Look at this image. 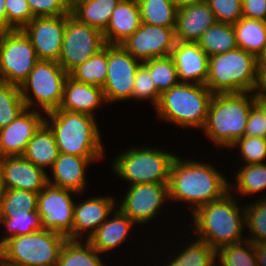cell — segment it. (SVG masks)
Here are the masks:
<instances>
[{
    "label": "cell",
    "instance_id": "4dcf8cb0",
    "mask_svg": "<svg viewBox=\"0 0 266 266\" xmlns=\"http://www.w3.org/2000/svg\"><path fill=\"white\" fill-rule=\"evenodd\" d=\"M97 253L87 240L83 247L78 240L67 239L56 266H104Z\"/></svg>",
    "mask_w": 266,
    "mask_h": 266
},
{
    "label": "cell",
    "instance_id": "277c9868",
    "mask_svg": "<svg viewBox=\"0 0 266 266\" xmlns=\"http://www.w3.org/2000/svg\"><path fill=\"white\" fill-rule=\"evenodd\" d=\"M231 195L229 191L220 199L207 203L192 213L195 233L215 251L222 246L242 241L245 210L242 209L244 212L241 213Z\"/></svg>",
    "mask_w": 266,
    "mask_h": 266
},
{
    "label": "cell",
    "instance_id": "8d00e7d4",
    "mask_svg": "<svg viewBox=\"0 0 266 266\" xmlns=\"http://www.w3.org/2000/svg\"><path fill=\"white\" fill-rule=\"evenodd\" d=\"M38 193L20 189H6L0 206V218H9L17 211L37 212Z\"/></svg>",
    "mask_w": 266,
    "mask_h": 266
},
{
    "label": "cell",
    "instance_id": "7c38bea8",
    "mask_svg": "<svg viewBox=\"0 0 266 266\" xmlns=\"http://www.w3.org/2000/svg\"><path fill=\"white\" fill-rule=\"evenodd\" d=\"M141 64L120 45H107V76L102 88L106 102L132 97L136 71Z\"/></svg>",
    "mask_w": 266,
    "mask_h": 266
},
{
    "label": "cell",
    "instance_id": "f546056e",
    "mask_svg": "<svg viewBox=\"0 0 266 266\" xmlns=\"http://www.w3.org/2000/svg\"><path fill=\"white\" fill-rule=\"evenodd\" d=\"M141 22L175 28L178 8L172 0H137Z\"/></svg>",
    "mask_w": 266,
    "mask_h": 266
},
{
    "label": "cell",
    "instance_id": "7402d4cb",
    "mask_svg": "<svg viewBox=\"0 0 266 266\" xmlns=\"http://www.w3.org/2000/svg\"><path fill=\"white\" fill-rule=\"evenodd\" d=\"M137 0H120L103 32L107 45H119L141 25Z\"/></svg>",
    "mask_w": 266,
    "mask_h": 266
},
{
    "label": "cell",
    "instance_id": "7a4b0ae2",
    "mask_svg": "<svg viewBox=\"0 0 266 266\" xmlns=\"http://www.w3.org/2000/svg\"><path fill=\"white\" fill-rule=\"evenodd\" d=\"M248 93L212 95L203 130L215 145L233 147L238 139L244 137L250 110L255 105V96H247Z\"/></svg>",
    "mask_w": 266,
    "mask_h": 266
},
{
    "label": "cell",
    "instance_id": "f35d334b",
    "mask_svg": "<svg viewBox=\"0 0 266 266\" xmlns=\"http://www.w3.org/2000/svg\"><path fill=\"white\" fill-rule=\"evenodd\" d=\"M237 173L239 194L248 195L266 188V163L244 164Z\"/></svg>",
    "mask_w": 266,
    "mask_h": 266
},
{
    "label": "cell",
    "instance_id": "3957f363",
    "mask_svg": "<svg viewBox=\"0 0 266 266\" xmlns=\"http://www.w3.org/2000/svg\"><path fill=\"white\" fill-rule=\"evenodd\" d=\"M59 153L78 157H102L104 153L94 116L55 109L48 113Z\"/></svg>",
    "mask_w": 266,
    "mask_h": 266
},
{
    "label": "cell",
    "instance_id": "e575fe53",
    "mask_svg": "<svg viewBox=\"0 0 266 266\" xmlns=\"http://www.w3.org/2000/svg\"><path fill=\"white\" fill-rule=\"evenodd\" d=\"M177 256L168 266H215L216 251L198 237Z\"/></svg>",
    "mask_w": 266,
    "mask_h": 266
},
{
    "label": "cell",
    "instance_id": "1f68e13d",
    "mask_svg": "<svg viewBox=\"0 0 266 266\" xmlns=\"http://www.w3.org/2000/svg\"><path fill=\"white\" fill-rule=\"evenodd\" d=\"M69 76L78 82L103 88L107 76V45L74 68Z\"/></svg>",
    "mask_w": 266,
    "mask_h": 266
},
{
    "label": "cell",
    "instance_id": "d590c367",
    "mask_svg": "<svg viewBox=\"0 0 266 266\" xmlns=\"http://www.w3.org/2000/svg\"><path fill=\"white\" fill-rule=\"evenodd\" d=\"M218 256L222 266H257L254 244L247 239L222 246L216 250V257Z\"/></svg>",
    "mask_w": 266,
    "mask_h": 266
},
{
    "label": "cell",
    "instance_id": "ffe728a7",
    "mask_svg": "<svg viewBox=\"0 0 266 266\" xmlns=\"http://www.w3.org/2000/svg\"><path fill=\"white\" fill-rule=\"evenodd\" d=\"M216 22L206 1L182 7L177 12L176 41L196 43Z\"/></svg>",
    "mask_w": 266,
    "mask_h": 266
},
{
    "label": "cell",
    "instance_id": "b9f144b4",
    "mask_svg": "<svg viewBox=\"0 0 266 266\" xmlns=\"http://www.w3.org/2000/svg\"><path fill=\"white\" fill-rule=\"evenodd\" d=\"M160 93L158 92L154 82L151 79L149 70L141 64L136 71L134 79V88L132 93V98L135 99H150L156 107L160 98Z\"/></svg>",
    "mask_w": 266,
    "mask_h": 266
},
{
    "label": "cell",
    "instance_id": "9f6ffc18",
    "mask_svg": "<svg viewBox=\"0 0 266 266\" xmlns=\"http://www.w3.org/2000/svg\"><path fill=\"white\" fill-rule=\"evenodd\" d=\"M70 4L73 3L75 0H67Z\"/></svg>",
    "mask_w": 266,
    "mask_h": 266
},
{
    "label": "cell",
    "instance_id": "4316f807",
    "mask_svg": "<svg viewBox=\"0 0 266 266\" xmlns=\"http://www.w3.org/2000/svg\"><path fill=\"white\" fill-rule=\"evenodd\" d=\"M120 0H75L70 14L78 21L104 32Z\"/></svg>",
    "mask_w": 266,
    "mask_h": 266
},
{
    "label": "cell",
    "instance_id": "4fadbf2b",
    "mask_svg": "<svg viewBox=\"0 0 266 266\" xmlns=\"http://www.w3.org/2000/svg\"><path fill=\"white\" fill-rule=\"evenodd\" d=\"M70 193L76 192L50 184L38 193L37 213L41 216L43 229L65 237L72 233L75 203Z\"/></svg>",
    "mask_w": 266,
    "mask_h": 266
},
{
    "label": "cell",
    "instance_id": "c3c4849f",
    "mask_svg": "<svg viewBox=\"0 0 266 266\" xmlns=\"http://www.w3.org/2000/svg\"><path fill=\"white\" fill-rule=\"evenodd\" d=\"M255 90L258 91L257 93L254 94L255 98L266 99V69L264 68H258L257 80H256L254 91Z\"/></svg>",
    "mask_w": 266,
    "mask_h": 266
},
{
    "label": "cell",
    "instance_id": "5bb4252c",
    "mask_svg": "<svg viewBox=\"0 0 266 266\" xmlns=\"http://www.w3.org/2000/svg\"><path fill=\"white\" fill-rule=\"evenodd\" d=\"M176 44L175 28L141 23L140 27L119 45L142 63L171 54Z\"/></svg>",
    "mask_w": 266,
    "mask_h": 266
},
{
    "label": "cell",
    "instance_id": "ac0fdd59",
    "mask_svg": "<svg viewBox=\"0 0 266 266\" xmlns=\"http://www.w3.org/2000/svg\"><path fill=\"white\" fill-rule=\"evenodd\" d=\"M0 168L6 189H20L39 193L47 184L45 170L23 156L0 158Z\"/></svg>",
    "mask_w": 266,
    "mask_h": 266
},
{
    "label": "cell",
    "instance_id": "e0dca14e",
    "mask_svg": "<svg viewBox=\"0 0 266 266\" xmlns=\"http://www.w3.org/2000/svg\"><path fill=\"white\" fill-rule=\"evenodd\" d=\"M26 108L9 125L0 129V158L22 156L28 142L45 122L39 112Z\"/></svg>",
    "mask_w": 266,
    "mask_h": 266
},
{
    "label": "cell",
    "instance_id": "484cf974",
    "mask_svg": "<svg viewBox=\"0 0 266 266\" xmlns=\"http://www.w3.org/2000/svg\"><path fill=\"white\" fill-rule=\"evenodd\" d=\"M22 156L41 169L51 167L59 156L54 134L44 122L28 142Z\"/></svg>",
    "mask_w": 266,
    "mask_h": 266
},
{
    "label": "cell",
    "instance_id": "ab89813d",
    "mask_svg": "<svg viewBox=\"0 0 266 266\" xmlns=\"http://www.w3.org/2000/svg\"><path fill=\"white\" fill-rule=\"evenodd\" d=\"M245 225L249 228L251 243H264L266 242V197L252 205L247 206L245 209Z\"/></svg>",
    "mask_w": 266,
    "mask_h": 266
},
{
    "label": "cell",
    "instance_id": "52a82bcc",
    "mask_svg": "<svg viewBox=\"0 0 266 266\" xmlns=\"http://www.w3.org/2000/svg\"><path fill=\"white\" fill-rule=\"evenodd\" d=\"M212 95L203 84L179 83L160 95L155 108L161 119L203 129Z\"/></svg>",
    "mask_w": 266,
    "mask_h": 266
},
{
    "label": "cell",
    "instance_id": "603a6c76",
    "mask_svg": "<svg viewBox=\"0 0 266 266\" xmlns=\"http://www.w3.org/2000/svg\"><path fill=\"white\" fill-rule=\"evenodd\" d=\"M100 157H78L59 153L51 167L55 182L47 177L48 184L71 190L76 193L83 191L86 184L85 169L91 161Z\"/></svg>",
    "mask_w": 266,
    "mask_h": 266
},
{
    "label": "cell",
    "instance_id": "8fae6325",
    "mask_svg": "<svg viewBox=\"0 0 266 266\" xmlns=\"http://www.w3.org/2000/svg\"><path fill=\"white\" fill-rule=\"evenodd\" d=\"M106 45L103 32L67 14L58 63L69 74Z\"/></svg>",
    "mask_w": 266,
    "mask_h": 266
},
{
    "label": "cell",
    "instance_id": "8992f818",
    "mask_svg": "<svg viewBox=\"0 0 266 266\" xmlns=\"http://www.w3.org/2000/svg\"><path fill=\"white\" fill-rule=\"evenodd\" d=\"M67 239L46 229L10 237L0 245V266H56Z\"/></svg>",
    "mask_w": 266,
    "mask_h": 266
},
{
    "label": "cell",
    "instance_id": "7bdbcfd3",
    "mask_svg": "<svg viewBox=\"0 0 266 266\" xmlns=\"http://www.w3.org/2000/svg\"><path fill=\"white\" fill-rule=\"evenodd\" d=\"M240 145L241 157L247 164L263 163L266 159V138L244 136L233 146Z\"/></svg>",
    "mask_w": 266,
    "mask_h": 266
},
{
    "label": "cell",
    "instance_id": "11a10c76",
    "mask_svg": "<svg viewBox=\"0 0 266 266\" xmlns=\"http://www.w3.org/2000/svg\"><path fill=\"white\" fill-rule=\"evenodd\" d=\"M5 190H6V188H5V185H4L2 171H1V168H0V206H1L4 194H5Z\"/></svg>",
    "mask_w": 266,
    "mask_h": 266
},
{
    "label": "cell",
    "instance_id": "f5cc1de1",
    "mask_svg": "<svg viewBox=\"0 0 266 266\" xmlns=\"http://www.w3.org/2000/svg\"><path fill=\"white\" fill-rule=\"evenodd\" d=\"M258 68L266 69V48L257 56Z\"/></svg>",
    "mask_w": 266,
    "mask_h": 266
},
{
    "label": "cell",
    "instance_id": "cb8c5ba5",
    "mask_svg": "<svg viewBox=\"0 0 266 266\" xmlns=\"http://www.w3.org/2000/svg\"><path fill=\"white\" fill-rule=\"evenodd\" d=\"M106 102L103 89L96 85L81 83L70 76L66 78L63 98L59 109L93 115V110Z\"/></svg>",
    "mask_w": 266,
    "mask_h": 266
},
{
    "label": "cell",
    "instance_id": "f907efd6",
    "mask_svg": "<svg viewBox=\"0 0 266 266\" xmlns=\"http://www.w3.org/2000/svg\"><path fill=\"white\" fill-rule=\"evenodd\" d=\"M8 31V19L5 0H0V33Z\"/></svg>",
    "mask_w": 266,
    "mask_h": 266
},
{
    "label": "cell",
    "instance_id": "6da1fadb",
    "mask_svg": "<svg viewBox=\"0 0 266 266\" xmlns=\"http://www.w3.org/2000/svg\"><path fill=\"white\" fill-rule=\"evenodd\" d=\"M231 186L212 166L175 157L170 169L168 198L190 202L191 211L195 212L199 207L223 197L233 188Z\"/></svg>",
    "mask_w": 266,
    "mask_h": 266
},
{
    "label": "cell",
    "instance_id": "f1b7e54d",
    "mask_svg": "<svg viewBox=\"0 0 266 266\" xmlns=\"http://www.w3.org/2000/svg\"><path fill=\"white\" fill-rule=\"evenodd\" d=\"M211 57L238 48L233 25L216 22L196 42Z\"/></svg>",
    "mask_w": 266,
    "mask_h": 266
},
{
    "label": "cell",
    "instance_id": "f6af8a7d",
    "mask_svg": "<svg viewBox=\"0 0 266 266\" xmlns=\"http://www.w3.org/2000/svg\"><path fill=\"white\" fill-rule=\"evenodd\" d=\"M34 17L61 16L70 14L67 0H27Z\"/></svg>",
    "mask_w": 266,
    "mask_h": 266
},
{
    "label": "cell",
    "instance_id": "60d3db41",
    "mask_svg": "<svg viewBox=\"0 0 266 266\" xmlns=\"http://www.w3.org/2000/svg\"><path fill=\"white\" fill-rule=\"evenodd\" d=\"M217 22L234 25L243 17L242 0H205Z\"/></svg>",
    "mask_w": 266,
    "mask_h": 266
},
{
    "label": "cell",
    "instance_id": "83f0119b",
    "mask_svg": "<svg viewBox=\"0 0 266 266\" xmlns=\"http://www.w3.org/2000/svg\"><path fill=\"white\" fill-rule=\"evenodd\" d=\"M238 48L258 56L266 48V22L242 17L233 25Z\"/></svg>",
    "mask_w": 266,
    "mask_h": 266
},
{
    "label": "cell",
    "instance_id": "681fc988",
    "mask_svg": "<svg viewBox=\"0 0 266 266\" xmlns=\"http://www.w3.org/2000/svg\"><path fill=\"white\" fill-rule=\"evenodd\" d=\"M257 266H266V242L254 244Z\"/></svg>",
    "mask_w": 266,
    "mask_h": 266
},
{
    "label": "cell",
    "instance_id": "ba28073f",
    "mask_svg": "<svg viewBox=\"0 0 266 266\" xmlns=\"http://www.w3.org/2000/svg\"><path fill=\"white\" fill-rule=\"evenodd\" d=\"M144 148H133L119 155L113 164L115 172L131 182V185L169 183L171 165L176 156L157 149Z\"/></svg>",
    "mask_w": 266,
    "mask_h": 266
},
{
    "label": "cell",
    "instance_id": "9c48e42d",
    "mask_svg": "<svg viewBox=\"0 0 266 266\" xmlns=\"http://www.w3.org/2000/svg\"><path fill=\"white\" fill-rule=\"evenodd\" d=\"M68 76L69 74L57 61L38 60L28 78L20 85L26 108L29 109L33 105L35 98L45 113L58 109ZM29 90H32L34 98H30L31 94H27Z\"/></svg>",
    "mask_w": 266,
    "mask_h": 266
},
{
    "label": "cell",
    "instance_id": "816d5d0a",
    "mask_svg": "<svg viewBox=\"0 0 266 266\" xmlns=\"http://www.w3.org/2000/svg\"><path fill=\"white\" fill-rule=\"evenodd\" d=\"M172 1L175 3L177 8L180 9L182 7L197 4V3L203 2L205 0H172Z\"/></svg>",
    "mask_w": 266,
    "mask_h": 266
},
{
    "label": "cell",
    "instance_id": "30bf717a",
    "mask_svg": "<svg viewBox=\"0 0 266 266\" xmlns=\"http://www.w3.org/2000/svg\"><path fill=\"white\" fill-rule=\"evenodd\" d=\"M37 61L35 49L22 30L0 33V82L20 86Z\"/></svg>",
    "mask_w": 266,
    "mask_h": 266
},
{
    "label": "cell",
    "instance_id": "db71d44e",
    "mask_svg": "<svg viewBox=\"0 0 266 266\" xmlns=\"http://www.w3.org/2000/svg\"><path fill=\"white\" fill-rule=\"evenodd\" d=\"M255 104L263 111L264 117L266 118V99L255 98Z\"/></svg>",
    "mask_w": 266,
    "mask_h": 266
},
{
    "label": "cell",
    "instance_id": "44dd1931",
    "mask_svg": "<svg viewBox=\"0 0 266 266\" xmlns=\"http://www.w3.org/2000/svg\"><path fill=\"white\" fill-rule=\"evenodd\" d=\"M114 200L110 197H94L84 203L75 205L72 233L67 237L77 240L80 232L91 229L88 238L101 226L110 212L114 210ZM94 228V229H93Z\"/></svg>",
    "mask_w": 266,
    "mask_h": 266
},
{
    "label": "cell",
    "instance_id": "7dc6e473",
    "mask_svg": "<svg viewBox=\"0 0 266 266\" xmlns=\"http://www.w3.org/2000/svg\"><path fill=\"white\" fill-rule=\"evenodd\" d=\"M244 18L266 22V0H242Z\"/></svg>",
    "mask_w": 266,
    "mask_h": 266
},
{
    "label": "cell",
    "instance_id": "ee69618b",
    "mask_svg": "<svg viewBox=\"0 0 266 266\" xmlns=\"http://www.w3.org/2000/svg\"><path fill=\"white\" fill-rule=\"evenodd\" d=\"M8 31L22 30L33 18L27 0H5Z\"/></svg>",
    "mask_w": 266,
    "mask_h": 266
},
{
    "label": "cell",
    "instance_id": "5b68a950",
    "mask_svg": "<svg viewBox=\"0 0 266 266\" xmlns=\"http://www.w3.org/2000/svg\"><path fill=\"white\" fill-rule=\"evenodd\" d=\"M257 56L241 48L209 57L205 86L214 93L254 92Z\"/></svg>",
    "mask_w": 266,
    "mask_h": 266
},
{
    "label": "cell",
    "instance_id": "836d02e7",
    "mask_svg": "<svg viewBox=\"0 0 266 266\" xmlns=\"http://www.w3.org/2000/svg\"><path fill=\"white\" fill-rule=\"evenodd\" d=\"M25 109L20 86L0 82V129L9 125Z\"/></svg>",
    "mask_w": 266,
    "mask_h": 266
},
{
    "label": "cell",
    "instance_id": "d6a6232c",
    "mask_svg": "<svg viewBox=\"0 0 266 266\" xmlns=\"http://www.w3.org/2000/svg\"><path fill=\"white\" fill-rule=\"evenodd\" d=\"M142 64L149 70L151 79L160 94L180 83L177 68L170 55L152 58Z\"/></svg>",
    "mask_w": 266,
    "mask_h": 266
},
{
    "label": "cell",
    "instance_id": "d4e9b609",
    "mask_svg": "<svg viewBox=\"0 0 266 266\" xmlns=\"http://www.w3.org/2000/svg\"><path fill=\"white\" fill-rule=\"evenodd\" d=\"M111 220H106L86 240L99 252L111 250L125 241L129 229L134 222L120 209Z\"/></svg>",
    "mask_w": 266,
    "mask_h": 266
},
{
    "label": "cell",
    "instance_id": "d6986e66",
    "mask_svg": "<svg viewBox=\"0 0 266 266\" xmlns=\"http://www.w3.org/2000/svg\"><path fill=\"white\" fill-rule=\"evenodd\" d=\"M170 56L177 68L180 83H190L189 80H194V84L205 85L209 57L197 43L176 41Z\"/></svg>",
    "mask_w": 266,
    "mask_h": 266
},
{
    "label": "cell",
    "instance_id": "9a60e30c",
    "mask_svg": "<svg viewBox=\"0 0 266 266\" xmlns=\"http://www.w3.org/2000/svg\"><path fill=\"white\" fill-rule=\"evenodd\" d=\"M66 15L34 17L22 31L30 39L38 60L57 61L59 59Z\"/></svg>",
    "mask_w": 266,
    "mask_h": 266
},
{
    "label": "cell",
    "instance_id": "2e32d148",
    "mask_svg": "<svg viewBox=\"0 0 266 266\" xmlns=\"http://www.w3.org/2000/svg\"><path fill=\"white\" fill-rule=\"evenodd\" d=\"M167 197L168 183L131 185L119 208L134 223H146L154 218Z\"/></svg>",
    "mask_w": 266,
    "mask_h": 266
},
{
    "label": "cell",
    "instance_id": "bcb514c9",
    "mask_svg": "<svg viewBox=\"0 0 266 266\" xmlns=\"http://www.w3.org/2000/svg\"><path fill=\"white\" fill-rule=\"evenodd\" d=\"M244 136L266 138V118L256 104L250 110Z\"/></svg>",
    "mask_w": 266,
    "mask_h": 266
},
{
    "label": "cell",
    "instance_id": "74e56055",
    "mask_svg": "<svg viewBox=\"0 0 266 266\" xmlns=\"http://www.w3.org/2000/svg\"><path fill=\"white\" fill-rule=\"evenodd\" d=\"M0 221L7 226L10 235L3 237L0 245L8 238L18 235H28L34 231L43 229L41 216L37 212L17 211L11 213L9 218H0Z\"/></svg>",
    "mask_w": 266,
    "mask_h": 266
}]
</instances>
